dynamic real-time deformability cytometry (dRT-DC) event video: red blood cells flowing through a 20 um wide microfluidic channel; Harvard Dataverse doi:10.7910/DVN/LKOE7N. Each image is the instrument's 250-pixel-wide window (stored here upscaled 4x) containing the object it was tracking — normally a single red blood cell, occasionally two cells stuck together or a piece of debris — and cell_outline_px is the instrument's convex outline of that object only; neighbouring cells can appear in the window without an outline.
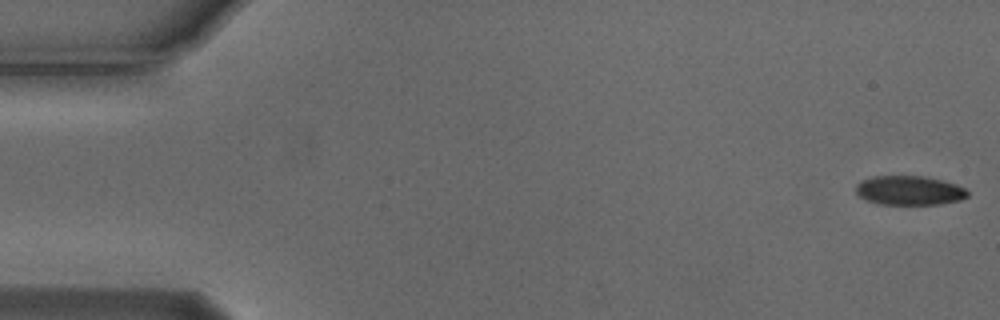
{"species": "Egyptian fruit bat (a non-hibernating species)", "species_latin": "Rousettus aegyptiacus", "temperature_condition": "cold", "stored_images_in_passage": 33, "camera_frame_rate_fps": 3000, "um_per_image_px": 0.085, "animal": {"sex": "male"}, "frame": {"image": 1, "passage_image": 1, "time_ms": 0.0, "image_size_px": [1000, 320], "cell_outline_px": [[968, 196], [960, 200], [940, 204], [880, 204], [868, 200], [860, 196], [856, 192], [856, 184], [860, 180], [872, 176], [924, 176], [956, 184], [964, 188], [968, 192]], "centroid_in_image_um": [77.28, 16.18], "position_along_channel_um": 7.7, "area_um2": 18.96}}
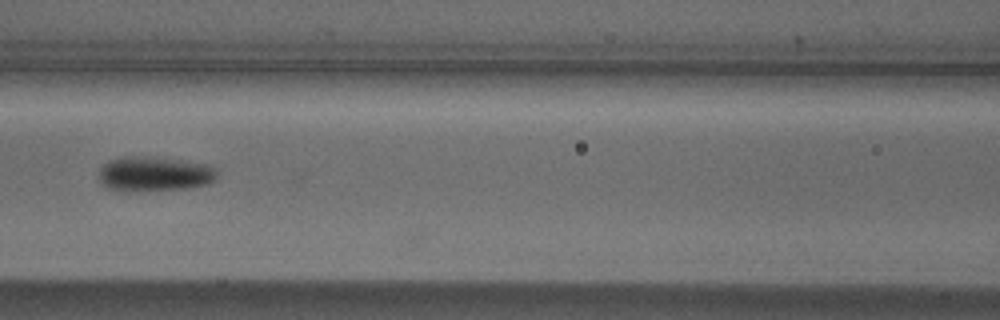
{"frame": {"image": 2, "passage_image": 24, "time_ms": 7.667, "image_size_px": [1000, 320], "cell_outline_px": [[220, 176], [216, 180], [208, 184], [184, 188], [132, 192], [128, 192], [104, 188], [100, 184], [100, 168], [108, 160], [120, 156], [144, 156], [180, 160], [208, 164], [216, 168]], "centroid_in_image_um": [13.11, 14.79], "position_along_channel_um": 153.5, "area_um2": 24.51}}
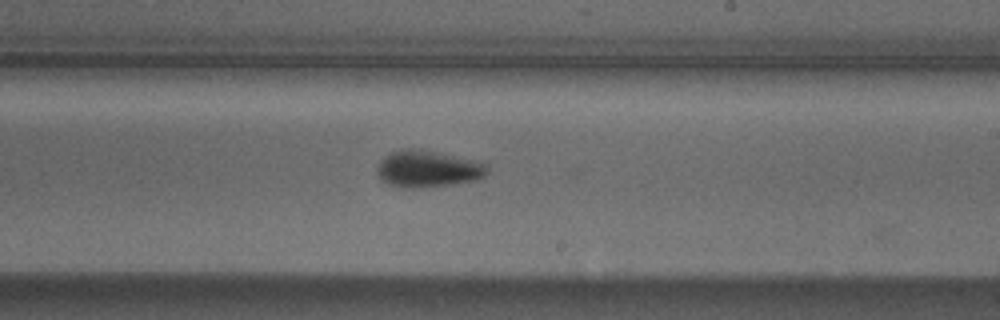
{"frame": {"image": 3, "passage_image": 32, "time_ms": 10.333, "image_size_px": [1000, 320], "cell_outline_px": [[488, 172], [484, 176], [472, 180], [448, 184], [416, 188], [404, 188], [388, 184], [380, 180], [376, 172], [376, 168], [380, 160], [384, 156], [400, 148], [416, 148], [480, 160], [488, 168]], "centroid_in_image_um": [36.31, 14.33], "position_along_channel_um": 252.7, "area_um2": 23.76}}